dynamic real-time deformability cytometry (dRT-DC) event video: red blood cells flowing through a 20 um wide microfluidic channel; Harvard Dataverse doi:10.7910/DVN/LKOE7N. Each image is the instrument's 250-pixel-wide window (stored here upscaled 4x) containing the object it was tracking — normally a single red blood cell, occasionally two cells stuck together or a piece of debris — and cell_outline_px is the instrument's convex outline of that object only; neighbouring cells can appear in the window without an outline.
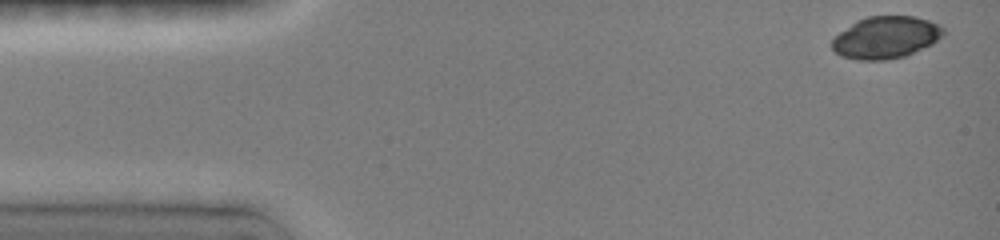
{"species": "common noctule bat (a hibernating species)", "species_latin": "Nyctalus noctula", "temperature_condition": "room temperature", "stored_images_in_passage": 5, "camera_frame_rate_fps": 3000, "um_per_image_px": 0.085, "animal": {"sex": "female", "body_mass_g": 19.0, "forearm_length_mm": 51.5}, "frame": {"image": 1, "passage_image": 1, "time_ms": 0.0, "image_size_px": [1000, 240], "cell_outline_px": [[944, 36], [932, 44], [904, 56], [888, 60], [856, 60], [840, 56], [832, 48], [832, 40], [840, 32], [852, 24], [868, 16], [912, 16], [928, 20], [940, 24], [944, 28]], "centroid_in_image_um": [75.32, 3.19], "position_along_channel_um": 9.7, "area_um2": 27.22}}
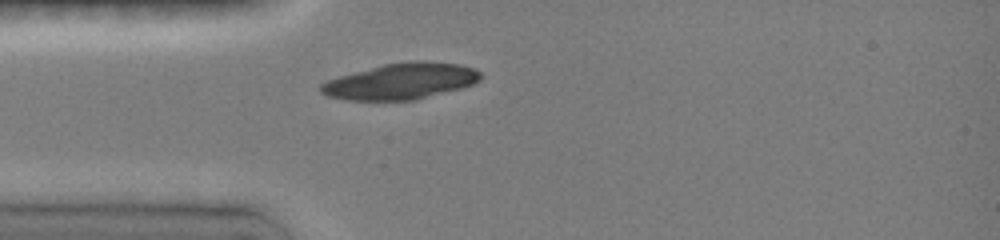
{"frame": {"image": 2, "passage_image": 5, "time_ms": 3.667, "image_size_px": [1000, 240], "cell_outline_px": [[480, 80], [472, 84], [460, 88], [416, 100], [348, 100], [328, 96], [320, 92], [320, 84], [328, 80], [340, 76], [384, 64], [412, 60], [424, 60], [456, 64], [472, 68], [480, 72]], "centroid_in_image_um": [34.07, 6.91], "position_along_channel_um": 50.9, "area_um2": 33.29}}